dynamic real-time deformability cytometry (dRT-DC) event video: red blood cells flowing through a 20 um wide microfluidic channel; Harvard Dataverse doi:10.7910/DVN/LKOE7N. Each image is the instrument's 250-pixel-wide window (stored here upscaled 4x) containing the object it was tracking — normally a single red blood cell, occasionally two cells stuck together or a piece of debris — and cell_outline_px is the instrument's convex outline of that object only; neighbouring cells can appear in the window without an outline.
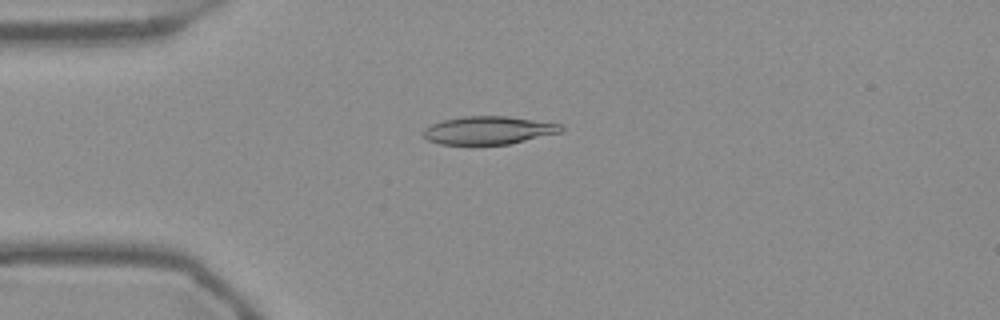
{"species": "Egyptian fruit bat (a non-hibernating species)", "species_latin": "Rousettus aegyptiacus", "temperature_condition": "warm", "stored_images_in_passage": 53, "camera_frame_rate_fps": 3000, "um_per_image_px": 0.085, "frame": {"image": 1, "passage_image": 13, "time_ms": 4.0, "image_size_px": [1000, 320], "cell_outline_px": [[564, 132], [508, 144], [440, 144], [428, 140], [420, 132], [424, 128], [432, 124], [444, 120], [464, 116], [508, 116], [560, 124], [564, 128]], "centroid_in_image_um": [41.53, 11.07], "position_along_channel_um": 43.5, "area_um2": 22.48}}
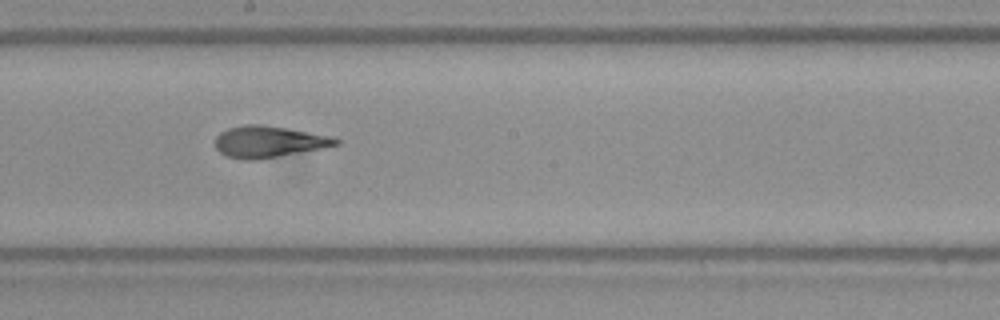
{"frame": {"image": 2, "passage_image": 29, "time_ms": 9.333, "image_size_px": [1000, 320], "cell_outline_px": [[340, 144], [324, 148], [256, 160], [248, 160], [224, 156], [216, 148], [216, 136], [220, 132], [228, 128], [244, 124], [260, 124], [288, 128], [336, 136], [340, 140]], "centroid_in_image_um": [22.88, 12.03], "position_along_channel_um": 225.3, "area_um2": 22.43}}
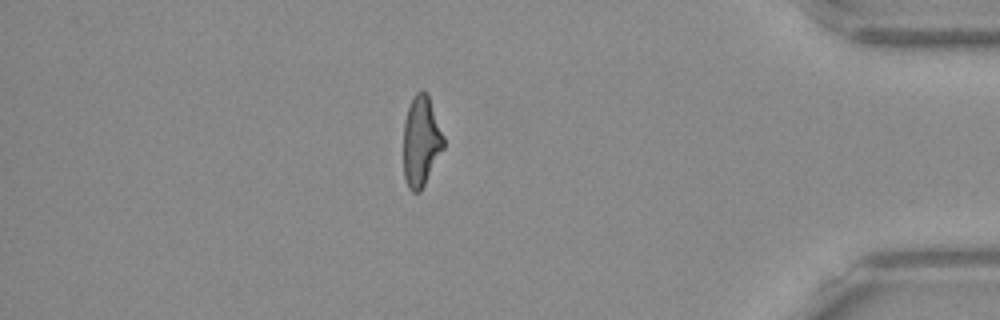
{"frame": {"image": 3, "passage_image": 46, "time_ms": 15.0, "image_size_px": [1000, 320], "cell_outline_px": [[444, 148], [420, 192], [412, 192], [408, 188], [404, 176], [404, 120], [412, 96], [416, 92], [428, 92], [444, 136]], "centroid_in_image_um": [35.8, 11.99], "position_along_channel_um": 399.4, "area_um2": 21.21}, "authors_computed_cell_mechanics": {"area_um2": 22.3108, "velocity_mm_per_s": 3.7691, "shape_relaxation_time_tau1_ms": 6.7013, "shape_relaxation_time_tau2_ms": 1.6039, "deformation_change_tau1": 0.2317, "deformation_change_tau2": 0.1013}}